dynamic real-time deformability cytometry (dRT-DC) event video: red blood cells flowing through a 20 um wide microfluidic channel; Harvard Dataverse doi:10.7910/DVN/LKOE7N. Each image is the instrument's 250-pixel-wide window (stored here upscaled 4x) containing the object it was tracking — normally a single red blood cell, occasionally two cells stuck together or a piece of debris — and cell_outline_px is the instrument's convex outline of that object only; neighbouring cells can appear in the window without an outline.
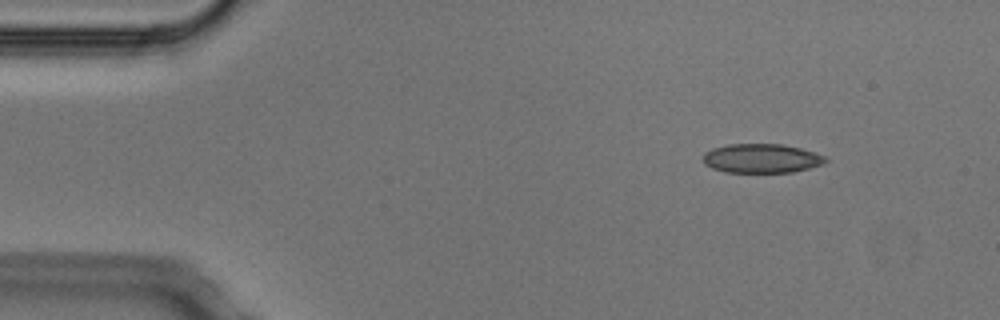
{"species": "Egyptian fruit bat (a non-hibernating species)", "species_latin": "Rousettus aegyptiacus", "temperature_condition": "cold", "stored_images_in_passage": 4, "segment_of_instrument_passage": [1, 2], "camera_frame_rate_fps": 3000, "um_per_image_px": 0.085, "animal": {"sex": "male"}, "frame": {"image": 1, "passage_image": 1, "time_ms": 0.0, "image_size_px": [1000, 320], "cell_outline_px": [[828, 160], [824, 164], [792, 172], [724, 172], [712, 168], [704, 164], [704, 152], [712, 148], [728, 144], [780, 144], [800, 148], [824, 156]], "centroid_in_image_um": [64.7, 13.46], "position_along_channel_um": 20.3, "area_um2": 20.69}}